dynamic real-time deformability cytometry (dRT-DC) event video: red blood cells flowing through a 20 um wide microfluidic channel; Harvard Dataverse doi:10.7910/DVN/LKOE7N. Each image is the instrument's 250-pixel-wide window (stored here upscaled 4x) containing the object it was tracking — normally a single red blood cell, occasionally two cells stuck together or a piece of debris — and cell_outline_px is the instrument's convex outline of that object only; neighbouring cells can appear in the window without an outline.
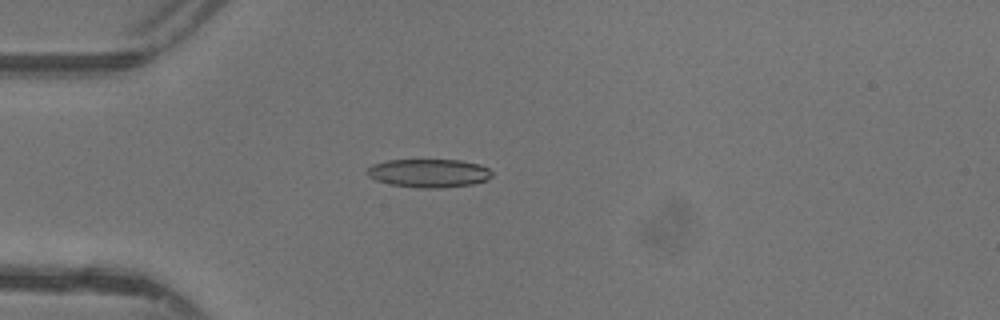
{"species": "common noctule bat (a hibernating species)", "species_latin": "Nyctalus noctula", "temperature_condition": "warm", "stored_images_in_passage": 46, "camera_frame_rate_fps": 3000, "um_per_image_px": 0.085, "animal": {"sex": "female"}, "frame": {"image": 1, "passage_image": 12, "time_ms": 3.667, "image_size_px": [1000, 320], "cell_outline_px": [[492, 176], [488, 180], [472, 184], [440, 188], [420, 188], [392, 184], [376, 180], [368, 176], [364, 172], [372, 164], [388, 160], [460, 160], [480, 164], [488, 168], [492, 172]], "centroid_in_image_um": [36.46, 14.71], "position_along_channel_um": 48.5, "area_um2": 20.75}}
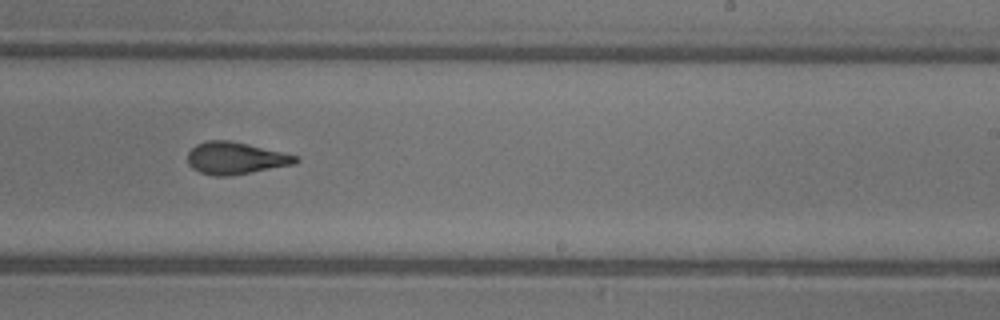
{"frame": {"image": 2, "passage_image": 28, "time_ms": 9.0, "image_size_px": [1000, 320], "cell_outline_px": [[300, 160], [296, 164], [228, 176], [212, 176], [200, 172], [192, 168], [188, 164], [188, 152], [196, 144], [208, 140], [228, 140], [248, 144], [284, 152], [300, 156]], "centroid_in_image_um": [20.04, 13.44], "position_along_channel_um": 269.0, "area_um2": 20.35}}
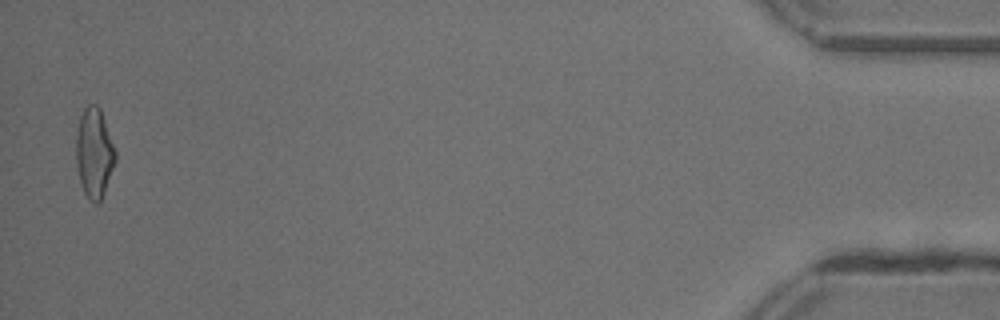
{"frame": {"image": 3, "passage_image": 45, "time_ms": 14.667, "image_size_px": [1000, 320], "cell_outline_px": [[116, 160], [100, 204], [96, 204], [84, 192], [80, 180], [76, 164], [76, 132], [80, 116], [84, 108], [88, 104], [96, 104], [100, 108], [116, 152]], "centroid_in_image_um": [8.0, 12.99], "position_along_channel_um": 427.2, "area_um2": 20.46}, "authors_computed_cell_mechanics": {"area_um2": 20.3745, "velocity_mm_per_s": 4.4335, "shape_relaxation_time_tau1_ms": 4.5871, "shape_relaxation_time_tau2_ms": 1.4686, "deformation_change_tau1": 0.1944, "deformation_change_tau2": 0.1083}}